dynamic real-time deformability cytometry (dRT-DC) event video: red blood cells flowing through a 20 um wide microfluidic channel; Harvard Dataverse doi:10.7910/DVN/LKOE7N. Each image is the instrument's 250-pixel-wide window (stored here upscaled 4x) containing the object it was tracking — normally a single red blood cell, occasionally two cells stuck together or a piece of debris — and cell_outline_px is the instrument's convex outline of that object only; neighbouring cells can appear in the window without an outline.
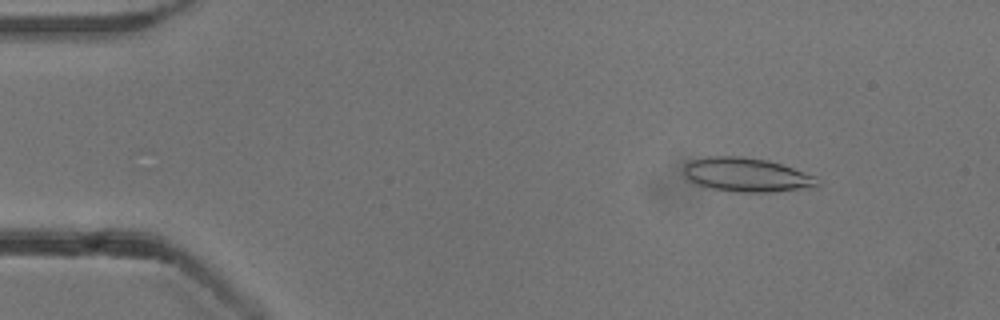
{"species": "common noctule bat (a hibernating species)", "species_latin": "Nyctalus noctula", "temperature_condition": "cold", "stored_images_in_passage": 53, "camera_frame_rate_fps": 3000, "um_per_image_px": 0.085, "animal": {"sex": "male", "body_mass_g": 13.3}, "frame": {"image": 1, "passage_image": 7, "time_ms": 2.0, "image_size_px": [1000, 320], "cell_outline_px": [[820, 184], [812, 188], [776, 192], [732, 192], [712, 188], [696, 184], [688, 180], [684, 172], [684, 164], [692, 160], [708, 156], [744, 156], [768, 160], [816, 176]], "centroid_in_image_um": [63.47, 14.87], "position_along_channel_um": 21.5, "area_um2": 26.7}}
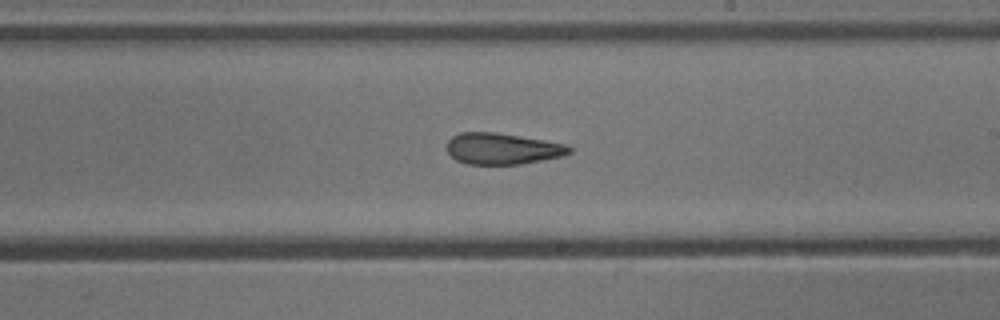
{"frame": {"image": 2, "passage_image": 31, "time_ms": 10.0, "image_size_px": [1000, 320], "cell_outline_px": [[572, 152], [560, 156], [520, 164], [468, 164], [456, 160], [448, 152], [448, 140], [452, 136], [460, 132], [496, 132], [564, 144], [572, 148]], "centroid_in_image_um": [42.66, 12.63], "position_along_channel_um": 246.3, "area_um2": 21.96}}
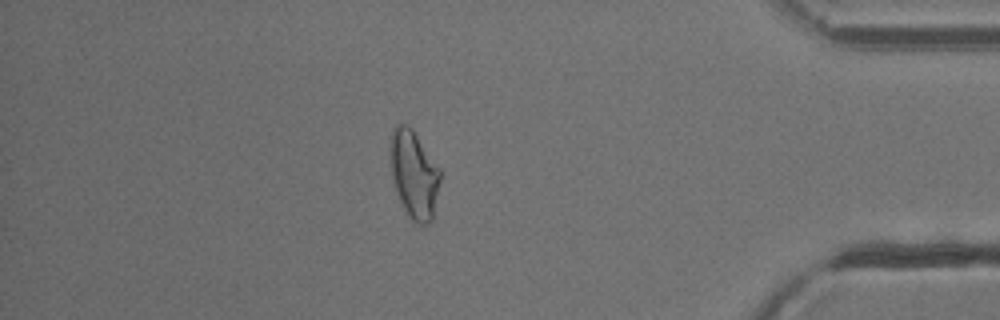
{"frame": {"image": 3, "passage_image": 46, "time_ms": 15.0, "image_size_px": [1000, 320], "cell_outline_px": [[440, 180], [432, 220], [428, 224], [416, 224], [408, 216], [400, 200], [396, 188], [392, 172], [392, 132], [396, 124], [404, 124], [412, 128], [440, 168]], "centroid_in_image_um": [35.23, 14.84], "position_along_channel_um": 400.0, "area_um2": 24.85}, "authors_computed_cell_mechanics": {"area_um2": 24.3338, "velocity_mm_per_s": 3.8596, "shape_relaxation_time_tau1_ms": null, "shape_relaxation_time_tau2_ms": 4.0321, "deformation_change_tau1": null, "deformation_change_tau2": 0.132}}